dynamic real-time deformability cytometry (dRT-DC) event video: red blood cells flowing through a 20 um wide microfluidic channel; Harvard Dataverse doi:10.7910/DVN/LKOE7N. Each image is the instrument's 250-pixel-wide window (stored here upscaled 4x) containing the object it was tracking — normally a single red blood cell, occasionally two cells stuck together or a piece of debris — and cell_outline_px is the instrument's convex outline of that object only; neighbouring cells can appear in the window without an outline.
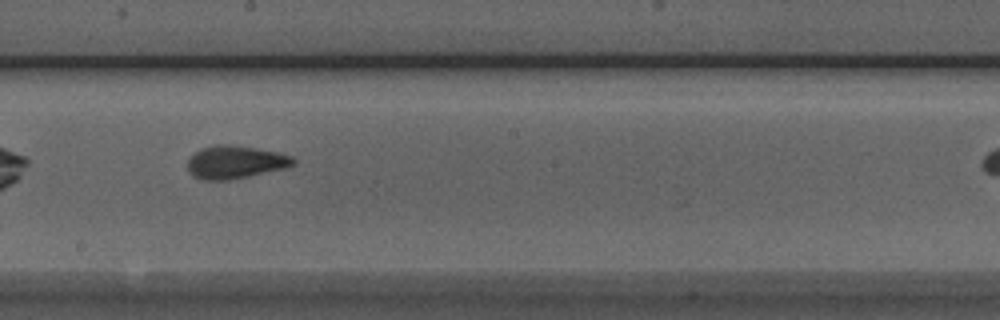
{"species": "Egyptian fruit bat (a non-hibernating species)", "species_latin": "Rousettus aegyptiacus", "temperature_condition": "room temperature", "stored_images_in_passage": 34, "camera_frame_rate_fps": 3000, "um_per_image_px": 0.085, "animal": {"sex": "male"}, "frame": {"image": 1, "passage_image": 20, "time_ms": 6.333, "image_size_px": [1000, 320], "cell_outline_px": [[296, 164], [284, 168], [248, 176], [228, 180], [200, 180], [192, 176], [188, 172], [188, 156], [200, 148], [216, 144], [228, 144], [256, 148], [280, 152], [292, 156], [296, 160]], "centroid_in_image_um": [19.96, 13.77], "position_along_channel_um": 228.2, "area_um2": 20.58}, "authors_computed_cell_mechanics": {"area_um2": 19.5075, "velocity_mm_per_s": 3.837, "shape_relaxation_time_tau1_ms": 6.6455, "shape_relaxation_time_tau2_ms": 1.3019, "deformation_change_tau1": 0.1756, "deformation_change_tau2": 0.0818}}